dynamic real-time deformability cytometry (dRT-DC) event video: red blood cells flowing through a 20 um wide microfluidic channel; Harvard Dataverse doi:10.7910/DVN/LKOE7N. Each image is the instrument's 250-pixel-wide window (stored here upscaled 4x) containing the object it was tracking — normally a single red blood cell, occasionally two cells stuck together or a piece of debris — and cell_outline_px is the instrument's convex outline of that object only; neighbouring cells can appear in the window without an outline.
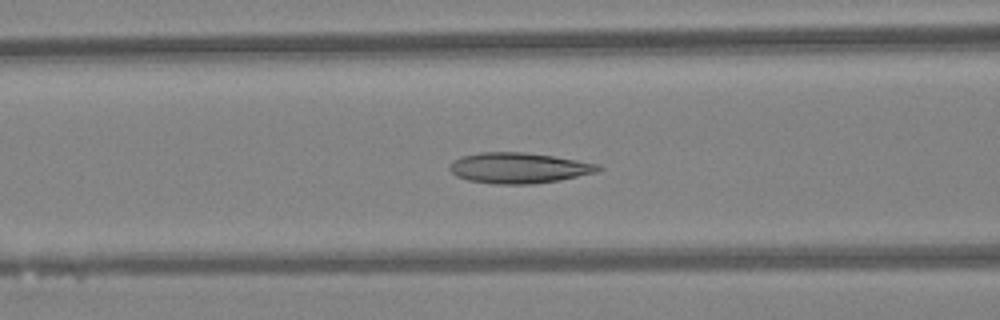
{"species": "Egyptian fruit bat (a non-hibernating species)", "species_latin": "Rousettus aegyptiacus", "temperature_condition": "warm", "stored_images_in_passage": 37, "camera_frame_rate_fps": 3000, "um_per_image_px": 0.085, "animal": {"sex": "female"}, "frame": {"image": 1, "passage_image": 18, "time_ms": 5.667, "image_size_px": [1000, 320], "cell_outline_px": [[604, 168], [596, 172], [560, 180], [532, 184], [496, 184], [468, 180], [456, 176], [448, 168], [452, 160], [460, 156], [480, 152], [524, 152], [552, 156], [600, 164]], "centroid_in_image_um": [44.07, 14.27], "position_along_channel_um": 122.5, "area_um2": 26.59}}
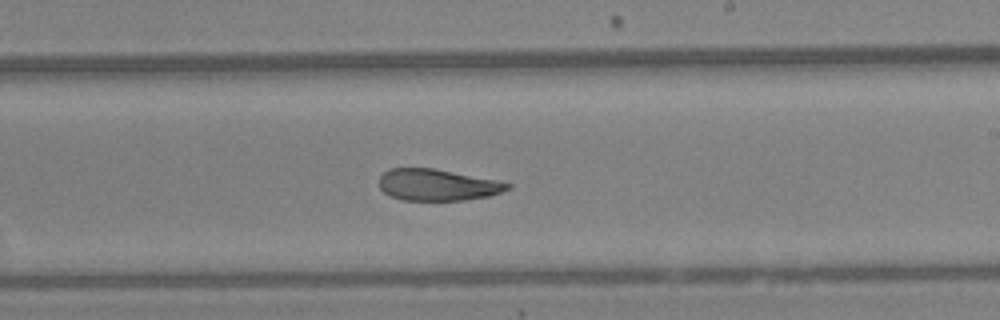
{"frame": {"image": 2, "passage_image": 27, "time_ms": 8.667, "image_size_px": [1000, 320], "cell_outline_px": [[512, 188], [488, 196], [464, 200], [400, 200], [384, 192], [380, 188], [380, 176], [388, 168], [432, 168], [512, 184]], "centroid_in_image_um": [37.13, 15.72], "position_along_channel_um": 251.9, "area_um2": 23.18}}
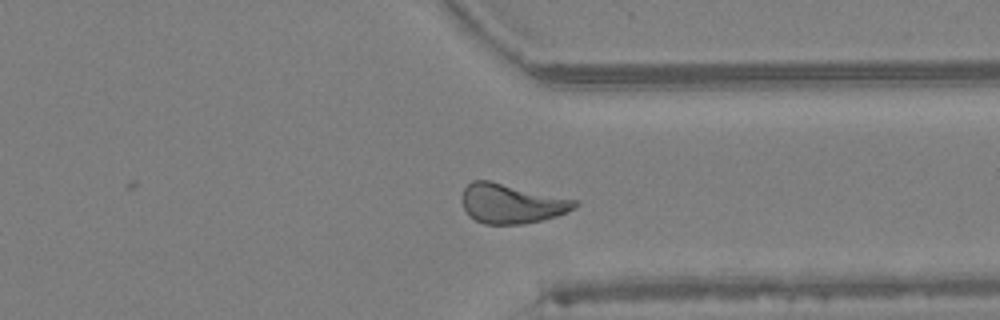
{"frame": {"image": 3, "passage_image": 35, "time_ms": 11.333, "image_size_px": [1000, 320], "cell_outline_px": [[580, 204], [556, 216], [540, 220], [520, 224], [484, 224], [476, 220], [464, 208], [460, 196], [464, 188], [472, 180], [488, 180], [576, 200]], "centroid_in_image_um": [43.43, 17.29], "position_along_channel_um": 368.0, "area_um2": 25.55}, "authors_computed_cell_mechanics": {"area_um2": 25.721, "velocity_mm_per_s": 4.3297, "shape_relaxation_time_tau1_ms": 5.7601, "shape_relaxation_time_tau2_ms": 2.6743, "deformation_change_tau1": 0.1658, "deformation_change_tau2": 0.108}}